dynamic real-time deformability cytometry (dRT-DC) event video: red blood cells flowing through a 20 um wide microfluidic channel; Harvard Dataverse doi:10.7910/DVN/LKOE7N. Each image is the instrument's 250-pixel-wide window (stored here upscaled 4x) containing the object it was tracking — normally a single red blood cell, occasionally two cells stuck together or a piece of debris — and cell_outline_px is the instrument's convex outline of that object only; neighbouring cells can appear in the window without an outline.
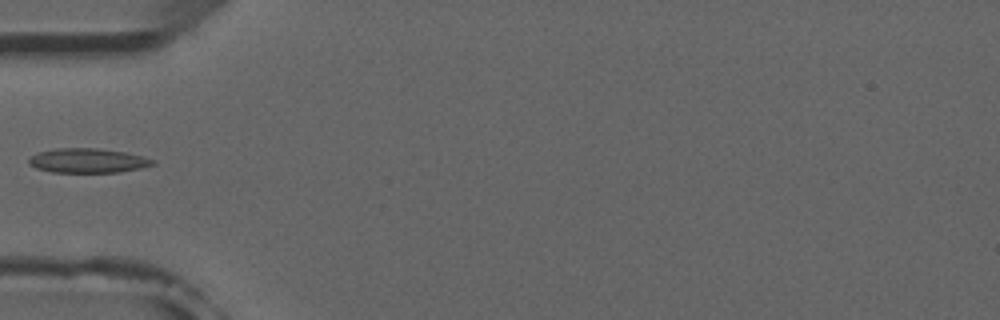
{"species": "common noctule bat (a hibernating species)", "species_latin": "Nyctalus noctula", "temperature_condition": "room temperature", "stored_images_in_passage": 7, "camera_frame_rate_fps": 3000, "um_per_image_px": 0.085, "animal": {"sex": "male", "forearm_length_mm": 52.5}, "frame": {"image": 1, "passage_image": 5, "time_ms": 5.667, "image_size_px": [1000, 320], "cell_outline_px": [[156, 164], [140, 168], [120, 172], [52, 172], [36, 168], [28, 164], [28, 160], [36, 152], [56, 148], [100, 148], [124, 152], [144, 156], [156, 160]], "centroid_in_image_um": [7.47, 13.64], "position_along_channel_um": 77.5, "area_um2": 17.8}}
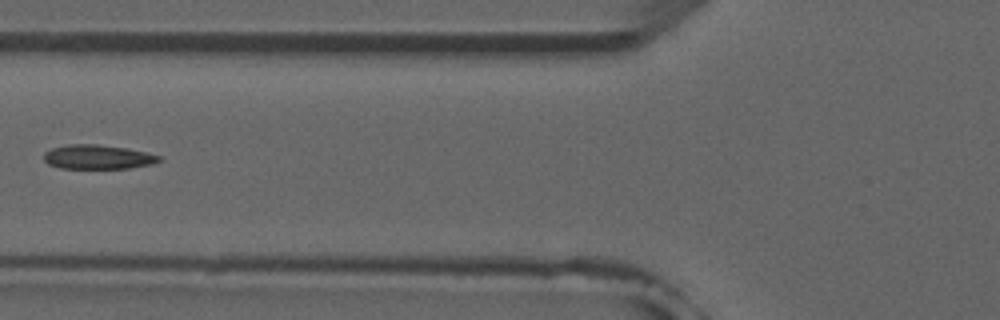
{"frame": {"image": 2, "passage_image": 6, "time_ms": 6.667, "image_size_px": [1000, 320], "cell_outline_px": [[164, 160], [152, 164], [128, 168], [60, 168], [48, 164], [44, 160], [44, 152], [52, 148], [68, 144], [96, 144], [124, 148], [144, 152], [160, 156]], "centroid_in_image_um": [8.3, 13.34], "position_along_channel_um": 117.5, "area_um2": 16.18}}
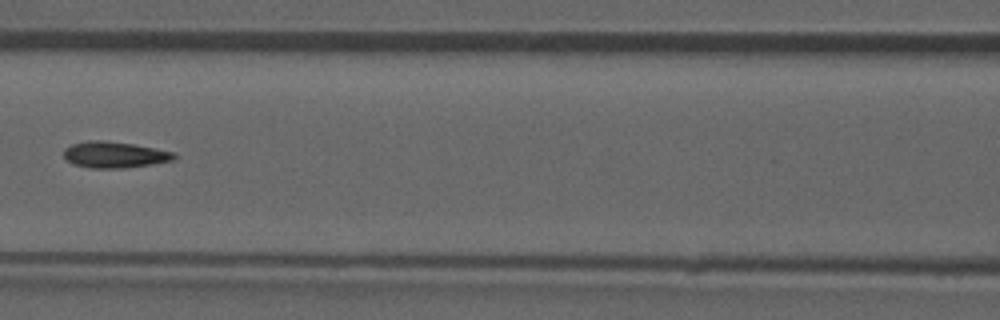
{"frame": {"image": 3, "passage_image": 7, "time_ms": 7.667, "image_size_px": [1000, 320], "cell_outline_px": [[176, 160], [152, 164], [124, 168], [92, 168], [72, 164], [64, 156], [64, 148], [72, 144], [88, 140], [100, 140], [132, 144], [156, 148], [176, 152]], "centroid_in_image_um": [9.77, 13.15], "position_along_channel_um": 156.8, "area_um2": 16.94}}